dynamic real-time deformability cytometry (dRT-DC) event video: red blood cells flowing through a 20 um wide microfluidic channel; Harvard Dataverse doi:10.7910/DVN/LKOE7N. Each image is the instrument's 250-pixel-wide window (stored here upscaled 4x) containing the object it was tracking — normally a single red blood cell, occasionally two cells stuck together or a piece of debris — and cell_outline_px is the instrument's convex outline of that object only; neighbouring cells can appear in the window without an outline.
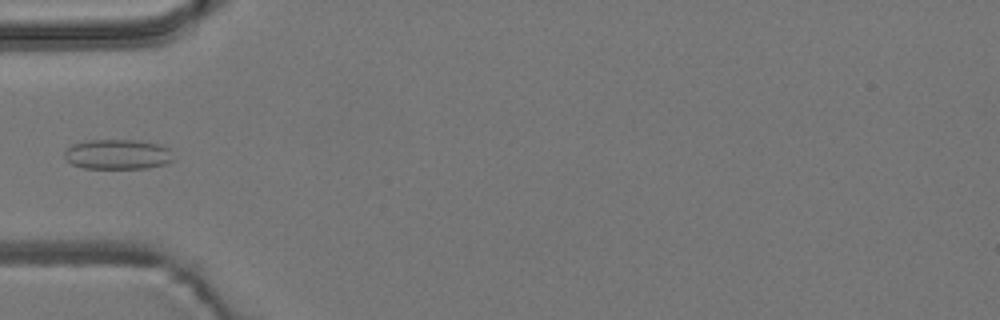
{"species": "common noctule bat (a hibernating species)", "species_latin": "Nyctalus noctula", "temperature_condition": "room temperature", "stored_images_in_passage": 5, "camera_frame_rate_fps": 3000, "um_per_image_px": 0.085, "animal": {"sex": "male", "body_mass_g": 19.2, "forearm_length_mm": 51.8}, "frame": {"image": 1, "passage_image": 5, "time_ms": 4.667, "image_size_px": [1000, 320], "cell_outline_px": [[176, 160], [164, 164], [148, 168], [84, 168], [72, 164], [64, 156], [64, 152], [72, 144], [88, 140], [136, 140], [160, 144], [168, 148]], "centroid_in_image_um": [10.03, 13.12], "position_along_channel_um": 75.0, "area_um2": 19.07}}